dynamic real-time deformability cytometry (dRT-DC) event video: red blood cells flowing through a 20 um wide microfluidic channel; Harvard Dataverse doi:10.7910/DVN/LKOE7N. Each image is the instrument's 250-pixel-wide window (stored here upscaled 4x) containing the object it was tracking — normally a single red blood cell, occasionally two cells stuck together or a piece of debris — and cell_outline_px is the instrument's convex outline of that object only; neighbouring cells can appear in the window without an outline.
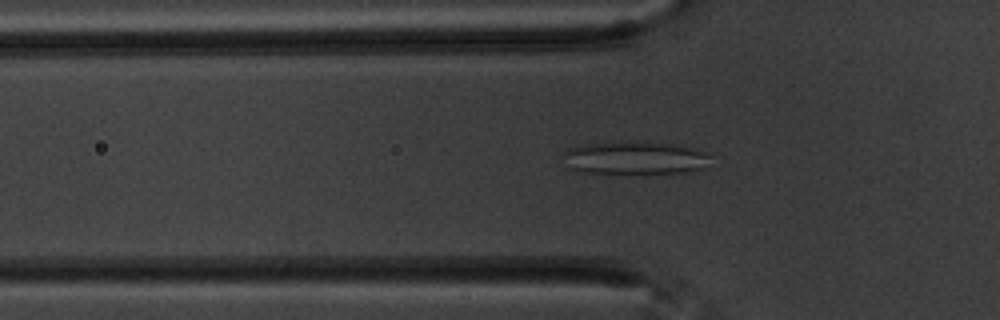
{"species": "common noctule bat (a hibernating species)", "species_latin": "Nyctalus noctula", "temperature_condition": "warm", "stored_images_in_passage": 45, "camera_frame_rate_fps": 3000, "um_per_image_px": 0.085, "animal": {"sex": "male", "body_mass_g": 20.1, "forearm_length_mm": 53.5}, "frame": {"image": 1, "passage_image": 6, "time_ms": 1.667, "image_size_px": [1000, 320], "cell_outline_px": [[712, 156], [700, 168], [684, 172], [604, 176], [576, 172], [564, 168], [564, 152], [568, 148], [584, 144], [612, 140], [644, 140], [680, 144], [704, 152]], "centroid_in_image_um": [53.8, 13.43], "position_along_channel_um": 72.0, "area_um2": 30.4}}
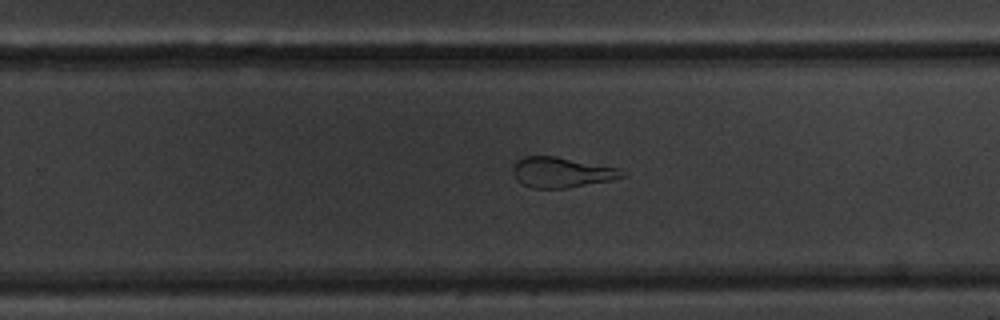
{"frame": {"image": 2, "passage_image": 24, "time_ms": 7.667, "image_size_px": [1000, 320], "cell_outline_px": [[628, 176], [612, 180], [568, 188], [532, 188], [516, 180], [512, 172], [512, 164], [516, 160], [524, 156], [556, 156], [620, 168], [628, 172]], "centroid_in_image_um": [47.76, 14.64], "position_along_channel_um": 282.0, "area_um2": 19.71}}
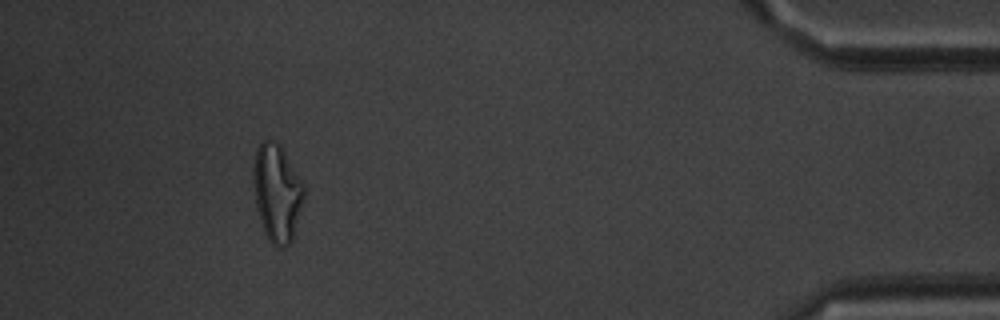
{"frame": {"image": 3, "passage_image": 40, "time_ms": 13.0, "image_size_px": [1000, 320], "cell_outline_px": [[304, 200], [292, 240], [284, 248], [276, 248], [268, 240], [264, 232], [256, 208], [252, 180], [252, 168], [256, 148], [260, 140], [268, 140], [280, 144], [300, 180], [304, 188]], "centroid_in_image_um": [23.5, 16.41], "position_along_channel_um": 411.7, "area_um2": 28.9}, "authors_computed_cell_mechanics": {"area_um2": 23.0622, "velocity_mm_per_s": 3.4866, "shape_relaxation_time_tau1_ms": null, "shape_relaxation_time_tau2_ms": 1.9253, "deformation_change_tau1": null, "deformation_change_tau2": 0.1108}}